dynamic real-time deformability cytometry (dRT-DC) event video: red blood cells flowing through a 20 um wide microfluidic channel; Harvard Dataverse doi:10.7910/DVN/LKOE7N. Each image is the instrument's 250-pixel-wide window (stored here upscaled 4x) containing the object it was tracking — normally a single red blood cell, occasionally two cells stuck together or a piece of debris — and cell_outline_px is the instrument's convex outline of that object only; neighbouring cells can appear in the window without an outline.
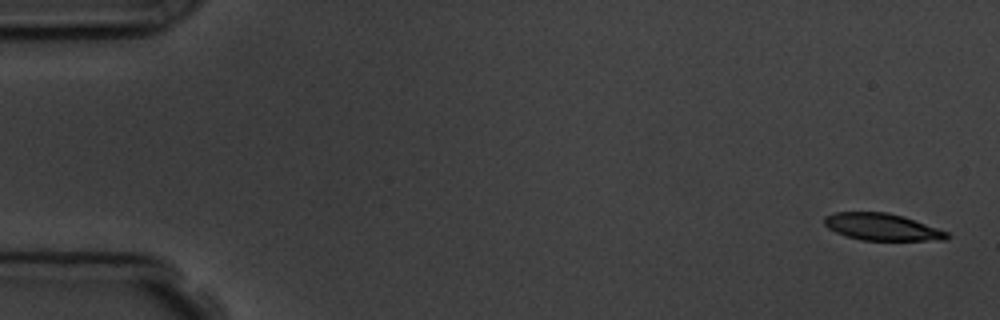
{"species": "common noctule bat (a hibernating species)", "species_latin": "Nyctalus noctula", "temperature_condition": "room temperature", "stored_images_in_passage": 3, "camera_frame_rate_fps": 3000, "um_per_image_px": 0.085, "animal": {"sex": "male", "body_mass_g": 19.5, "forearm_length_mm": 54.6}, "frame": {"image": 1, "passage_image": 1, "time_ms": 0.0, "image_size_px": [1000, 320], "cell_outline_px": [[952, 236], [944, 240], [860, 240], [844, 236], [828, 228], [824, 224], [824, 216], [836, 212], [888, 212], [904, 216], [948, 232]], "centroid_in_image_um": [74.96, 19.29], "position_along_channel_um": 10.0, "area_um2": 19.36}}